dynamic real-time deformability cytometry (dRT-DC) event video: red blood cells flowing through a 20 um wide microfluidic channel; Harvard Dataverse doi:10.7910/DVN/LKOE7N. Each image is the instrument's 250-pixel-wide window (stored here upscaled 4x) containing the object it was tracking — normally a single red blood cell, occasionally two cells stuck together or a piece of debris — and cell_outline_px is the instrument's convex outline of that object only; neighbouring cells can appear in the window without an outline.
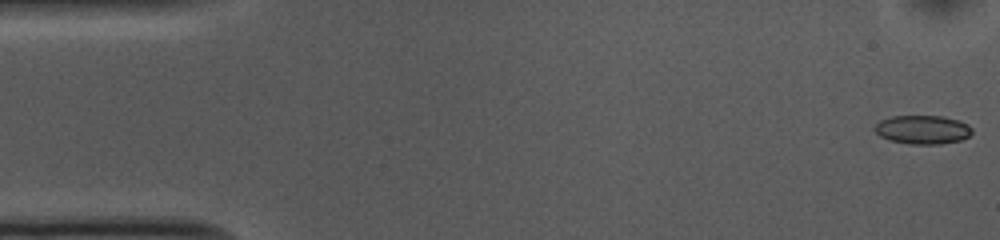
{"species": "common noctule bat (a hibernating species)", "species_latin": "Nyctalus noctula", "temperature_condition": "cold", "stored_images_in_passage": 52, "camera_frame_rate_fps": 3000, "um_per_image_px": 0.085, "animal": {"sex": "female", "body_mass_g": 10.0, "forearm_length_mm": 53.1}, "frame": {"image": 1, "passage_image": 1, "time_ms": 0.0, "image_size_px": [1000, 240], "cell_outline_px": [[972, 132], [968, 136], [960, 140], [940, 144], [908, 144], [888, 140], [880, 136], [876, 132], [876, 124], [880, 120], [892, 116], [944, 116], [960, 120], [968, 124], [972, 128]], "centroid_in_image_um": [78.44, 11.02], "position_along_channel_um": 6.6, "area_um2": 16.36}}
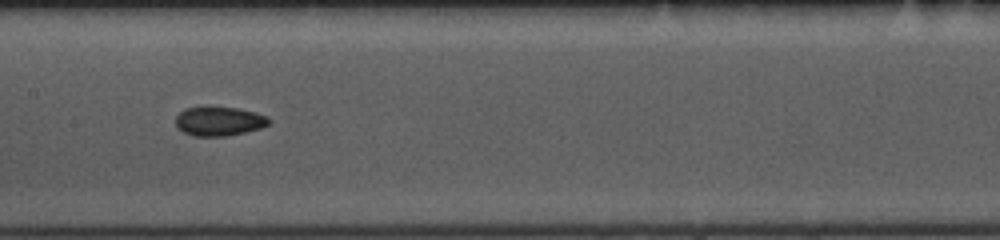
{"frame": {"image": 2, "passage_image": 25, "time_ms": 8.0, "image_size_px": [1000, 240], "cell_outline_px": [[268, 124], [260, 128], [244, 132], [224, 136], [192, 136], [184, 132], [176, 124], [176, 116], [184, 108], [204, 104], [208, 104], [236, 108], [256, 112], [268, 116]], "centroid_in_image_um": [18.57, 10.25], "position_along_channel_um": 188.8, "area_um2": 16.24}}
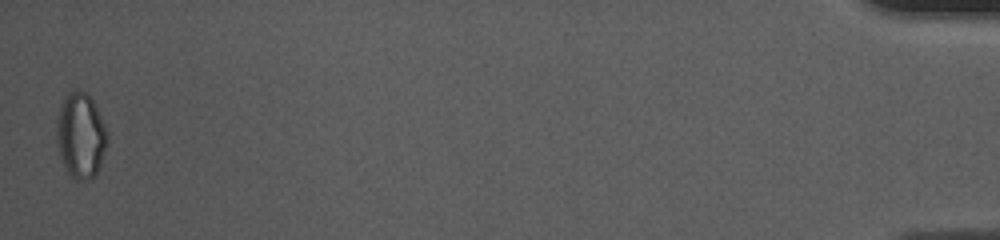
{"frame": {"image": 3, "passage_image": 52, "time_ms": 17.0, "image_size_px": [1000, 240], "cell_outline_px": [[108, 144], [100, 164], [96, 172], [88, 180], [76, 180], [68, 176], [60, 160], [56, 136], [56, 128], [60, 104], [64, 96], [68, 92], [84, 92], [92, 100], [108, 132]], "centroid_in_image_um": [6.84, 11.57], "position_along_channel_um": 428.4, "area_um2": 25.26}, "authors_computed_cell_mechanics": {"area_um2": 16.3574, "velocity_mm_per_s": 3.7518, "shape_relaxation_time_tau1_ms": 3.2417, "shape_relaxation_time_tau2_ms": 4.0347, "deformation_change_tau1": 0.096, "deformation_change_tau2": 0.0838}}